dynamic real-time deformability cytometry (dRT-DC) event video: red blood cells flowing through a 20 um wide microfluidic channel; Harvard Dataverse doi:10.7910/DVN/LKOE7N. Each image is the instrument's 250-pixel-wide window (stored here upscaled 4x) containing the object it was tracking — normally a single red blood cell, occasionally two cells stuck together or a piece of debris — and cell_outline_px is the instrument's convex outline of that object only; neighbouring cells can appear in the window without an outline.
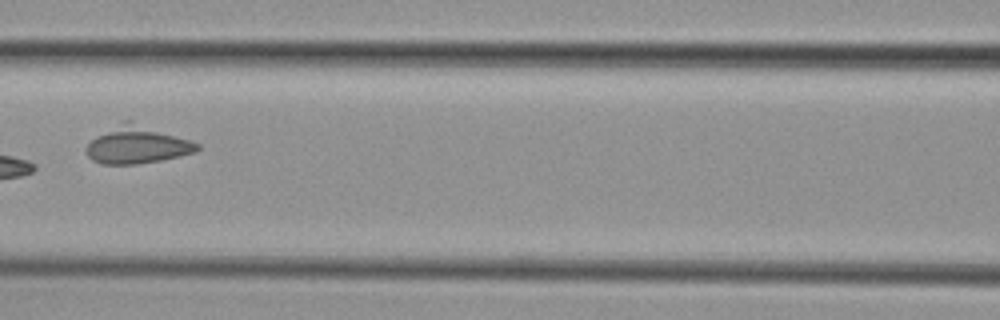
{"species": "common noctule bat (a hibernating species)", "species_latin": "Nyctalus noctula", "temperature_condition": "cold", "stored_images_in_passage": 6, "camera_frame_rate_fps": 3000, "um_per_image_px": 0.085, "animal": {"sex": "female", "body_mass_g": 29.2, "forearm_length_mm": 56.3}, "frame": {"image": 1, "passage_image": 5, "time_ms": 4.667, "image_size_px": [1000, 320], "cell_outline_px": [[200, 148], [196, 152], [160, 160], [136, 164], [100, 164], [92, 160], [84, 152], [84, 148], [96, 136], [120, 120], [132, 120], [192, 140], [200, 144]], "centroid_in_image_um": [11.65, 12.29], "position_along_channel_um": 155.0, "area_um2": 24.57}}
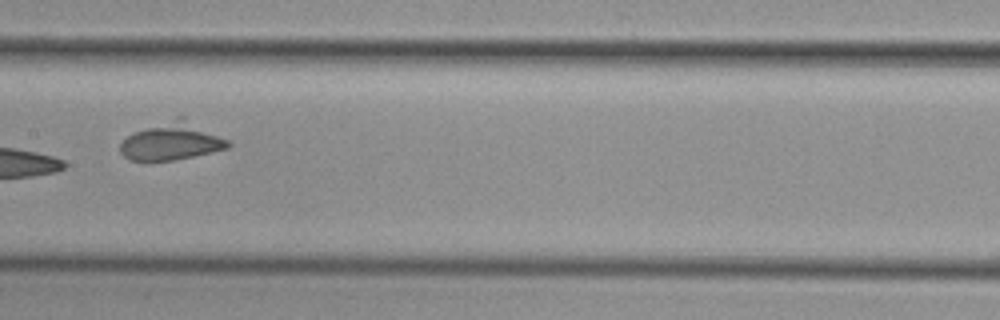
{"frame": {"image": 2, "passage_image": 6, "time_ms": 5.667, "image_size_px": [1000, 320], "cell_outline_px": [[232, 144], [228, 148], [192, 156], [172, 160], [128, 160], [120, 152], [120, 144], [128, 136], [136, 132], [176, 116], [184, 116], [228, 140]], "centroid_in_image_um": [14.62, 12.0], "position_along_channel_um": 192.8, "area_um2": 23.29}}